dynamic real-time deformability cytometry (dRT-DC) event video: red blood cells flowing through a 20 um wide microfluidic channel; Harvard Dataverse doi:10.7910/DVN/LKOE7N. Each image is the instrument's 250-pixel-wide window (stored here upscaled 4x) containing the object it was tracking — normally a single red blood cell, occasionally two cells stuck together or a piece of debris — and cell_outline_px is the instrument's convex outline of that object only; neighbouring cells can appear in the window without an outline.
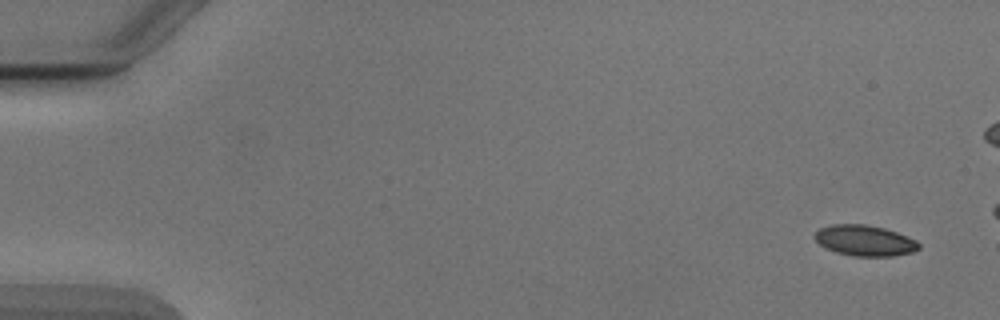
{"species": "Egyptian fruit bat (a non-hibernating species)", "species_latin": "Rousettus aegyptiacus", "temperature_condition": "cold", "stored_images_in_passage": 5, "camera_frame_rate_fps": 3000, "um_per_image_px": 0.085, "animal": {"sex": "male"}, "frame": {"image": 1, "passage_image": 1, "time_ms": 0.0, "image_size_px": [1000, 320], "cell_outline_px": [[920, 248], [912, 252], [892, 256], [852, 256], [836, 252], [824, 248], [812, 236], [820, 228], [832, 224], [864, 224], [884, 228], [908, 236], [916, 240], [920, 244]], "centroid_in_image_um": [73.49, 20.45], "position_along_channel_um": 11.5, "area_um2": 18.73}}